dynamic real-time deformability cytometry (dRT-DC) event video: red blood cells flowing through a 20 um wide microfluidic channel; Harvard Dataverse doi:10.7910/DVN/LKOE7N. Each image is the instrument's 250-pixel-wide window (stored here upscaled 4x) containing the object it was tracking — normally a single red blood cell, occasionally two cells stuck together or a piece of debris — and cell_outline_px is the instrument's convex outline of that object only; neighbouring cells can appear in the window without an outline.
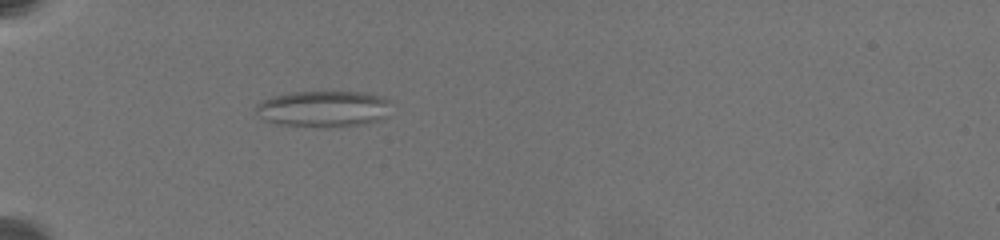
{"species": "common noctule bat (a hibernating species)", "species_latin": "Nyctalus noctula", "temperature_condition": "warm", "stored_images_in_passage": 42, "camera_frame_rate_fps": 3000, "um_per_image_px": 0.085, "animal": {"sex": "female", "body_mass_g": 19.5, "forearm_length_mm": 54.1}, "frame": {"image": 1, "passage_image": 1, "time_ms": 0.0, "image_size_px": [1000, 240], "cell_outline_px": [[388, 100], [384, 116], [380, 120], [364, 124], [324, 128], [280, 124], [264, 120], [256, 112], [256, 104], [272, 96], [292, 92], [364, 92], [384, 96]], "centroid_in_image_um": [27.46, 9.25], "position_along_channel_um": 57.5, "area_um2": 28.5}}
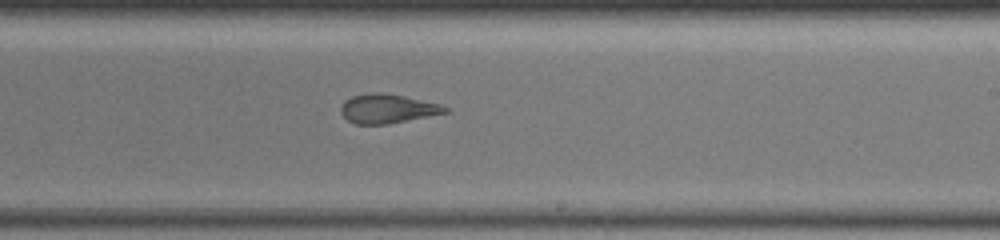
{"frame": {"image": 2, "passage_image": 19, "time_ms": 6.333, "image_size_px": [1000, 240], "cell_outline_px": [[448, 112], [388, 124], [356, 124], [348, 120], [340, 112], [340, 108], [344, 100], [352, 96], [368, 92], [380, 92], [404, 96], [440, 104], [448, 108]], "centroid_in_image_um": [32.9, 9.23], "position_along_channel_um": 256.1, "area_um2": 17.63}}
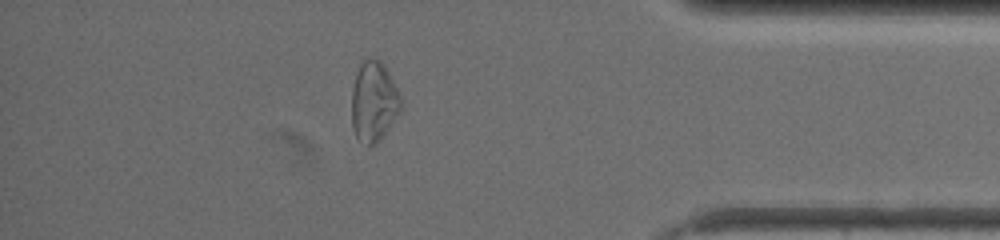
{"frame": {"image": 3, "passage_image": 34, "time_ms": 11.333, "image_size_px": [1000, 240], "cell_outline_px": [[400, 112], [380, 140], [376, 144], [368, 148], [356, 136], [352, 128], [352, 88], [360, 64], [368, 56], [376, 56], [384, 64], [400, 96]], "centroid_in_image_um": [31.75, 8.64], "position_along_channel_um": 403.4, "area_um2": 23.06}, "authors_computed_cell_mechanics": {"area_um2": 19.6231, "velocity_mm_per_s": 3.4314, "shape_relaxation_time_tau1_ms": null, "shape_relaxation_time_tau2_ms": 1.4635, "deformation_change_tau1": null, "deformation_change_tau2": 0.102}}